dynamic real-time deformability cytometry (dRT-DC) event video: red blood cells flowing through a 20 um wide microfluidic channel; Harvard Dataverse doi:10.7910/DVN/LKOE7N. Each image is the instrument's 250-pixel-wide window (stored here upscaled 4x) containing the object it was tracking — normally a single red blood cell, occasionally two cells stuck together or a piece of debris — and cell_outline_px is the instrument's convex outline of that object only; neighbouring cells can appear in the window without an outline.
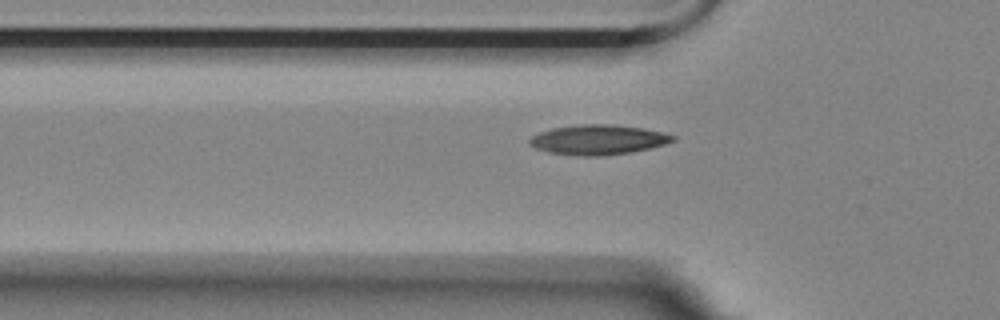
{"species": "Egyptian fruit bat (a non-hibernating species)", "species_latin": "Rousettus aegyptiacus", "temperature_condition": "room temperature", "stored_images_in_passage": 37, "camera_frame_rate_fps": 3000, "um_per_image_px": 0.085, "animal": {"sex": "female"}, "frame": {"image": 1, "passage_image": 6, "time_ms": 1.667, "image_size_px": [1000, 320], "cell_outline_px": [[676, 140], [664, 144], [648, 148], [628, 152], [604, 156], [576, 156], [548, 152], [536, 148], [528, 144], [528, 140], [532, 136], [540, 132], [552, 128], [580, 124], [612, 124], [644, 128], [676, 136]], "centroid_in_image_um": [50.8, 11.87], "position_along_channel_um": 75.0, "area_um2": 24.91}}
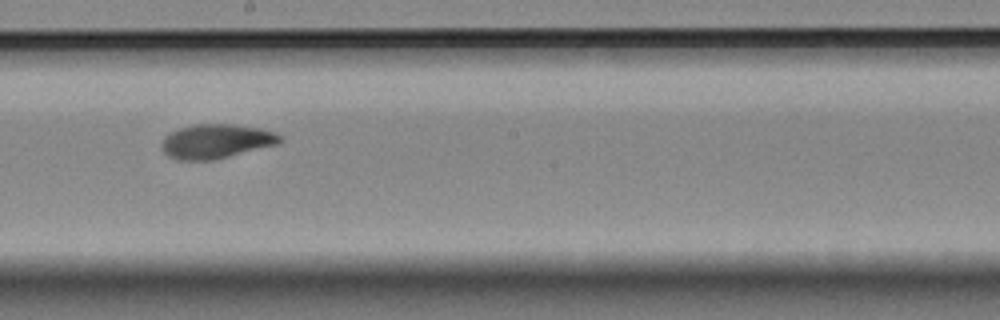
{"frame": {"image": 2, "passage_image": 19, "time_ms": 6.0, "image_size_px": [1000, 320], "cell_outline_px": [[284, 140], [276, 144], [212, 160], [176, 160], [168, 156], [160, 148], [160, 144], [164, 136], [180, 128], [196, 124], [232, 124], [260, 128], [272, 132], [280, 136]], "centroid_in_image_um": [18.31, 12.01], "position_along_channel_um": 229.9, "area_um2": 23.41}}
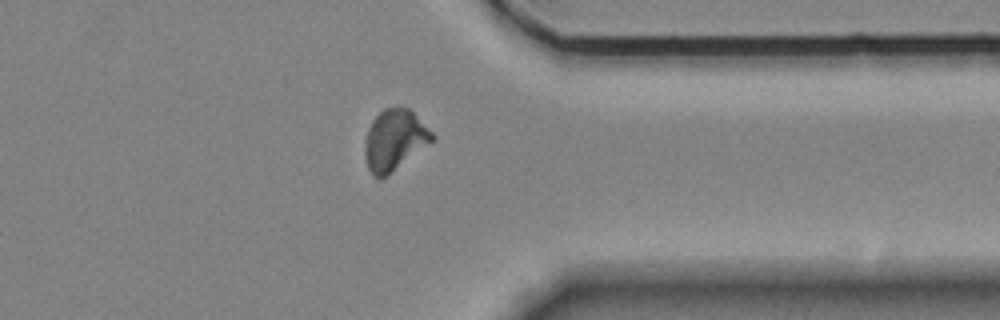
{"frame": {"image": 3, "passage_image": 32, "time_ms": 10.333, "image_size_px": [1000, 320], "cell_outline_px": [[436, 140], [380, 180], [372, 176], [368, 168], [364, 156], [364, 140], [368, 128], [372, 120], [384, 108], [396, 104], [400, 104], [408, 108], [436, 136]], "centroid_in_image_um": [33.52, 11.88], "position_along_channel_um": 377.9, "area_um2": 24.33}}